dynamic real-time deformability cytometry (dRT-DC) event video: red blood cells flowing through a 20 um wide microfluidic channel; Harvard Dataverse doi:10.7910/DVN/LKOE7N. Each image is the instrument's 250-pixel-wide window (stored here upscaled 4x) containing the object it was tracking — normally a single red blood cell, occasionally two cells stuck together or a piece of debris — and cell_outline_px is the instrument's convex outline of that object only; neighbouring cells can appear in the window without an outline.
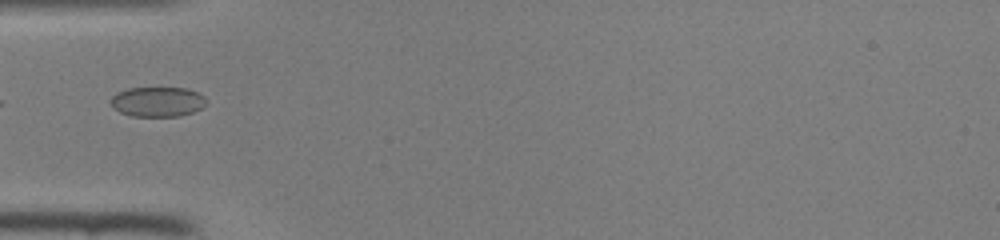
{"species": "common noctule bat (a hibernating species)", "species_latin": "Nyctalus noctula", "temperature_condition": "room temperature", "stored_images_in_passage": 8, "camera_frame_rate_fps": 3000, "um_per_image_px": 0.085, "animal": {"sex": "female", "body_mass_g": 22.0, "forearm_length_mm": 56.7}, "frame": {"image": 1, "passage_image": 1, "time_ms": 0.0, "image_size_px": [1000, 240], "cell_outline_px": [[208, 104], [192, 112], [180, 116], [132, 116], [120, 112], [112, 108], [108, 100], [116, 92], [128, 88], [188, 88], [204, 96], [208, 100]], "centroid_in_image_um": [13.37, 8.64], "position_along_channel_um": 71.6, "area_um2": 16.88}}